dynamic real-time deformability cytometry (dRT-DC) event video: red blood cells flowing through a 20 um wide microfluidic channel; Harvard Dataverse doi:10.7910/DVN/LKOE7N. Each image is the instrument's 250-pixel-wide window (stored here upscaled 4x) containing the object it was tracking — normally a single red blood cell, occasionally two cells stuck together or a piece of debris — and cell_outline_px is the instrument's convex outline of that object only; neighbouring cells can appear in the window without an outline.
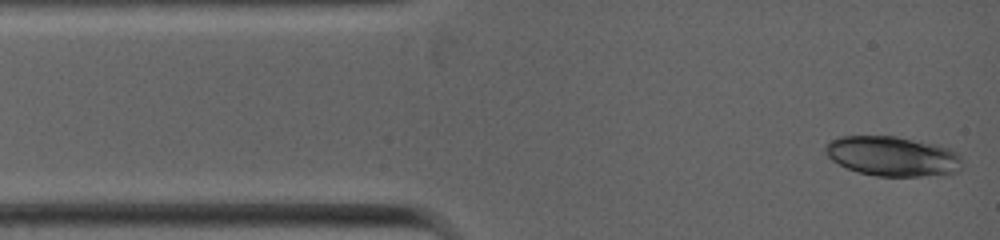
{"species": "common noctule bat (a hibernating species)", "species_latin": "Nyctalus noctula", "temperature_condition": "warm", "stored_images_in_passage": 7, "camera_frame_rate_fps": 5000, "um_per_image_px": 0.085, "animal": {"sex": "female", "body_mass_g": 19.0, "forearm_length_mm": 53.3}, "frame": {"image": 1, "passage_image": 1, "time_ms": 0.0, "image_size_px": [1000, 240], "cell_outline_px": [[964, 168], [960, 172], [948, 176], [876, 176], [860, 172], [848, 168], [832, 160], [824, 152], [824, 144], [828, 140], [840, 136], [896, 136], [936, 144], [948, 148], [956, 152], [960, 156]], "centroid_in_image_um": [75.92, 13.29], "position_along_channel_um": 9.1, "area_um2": 32.37}}